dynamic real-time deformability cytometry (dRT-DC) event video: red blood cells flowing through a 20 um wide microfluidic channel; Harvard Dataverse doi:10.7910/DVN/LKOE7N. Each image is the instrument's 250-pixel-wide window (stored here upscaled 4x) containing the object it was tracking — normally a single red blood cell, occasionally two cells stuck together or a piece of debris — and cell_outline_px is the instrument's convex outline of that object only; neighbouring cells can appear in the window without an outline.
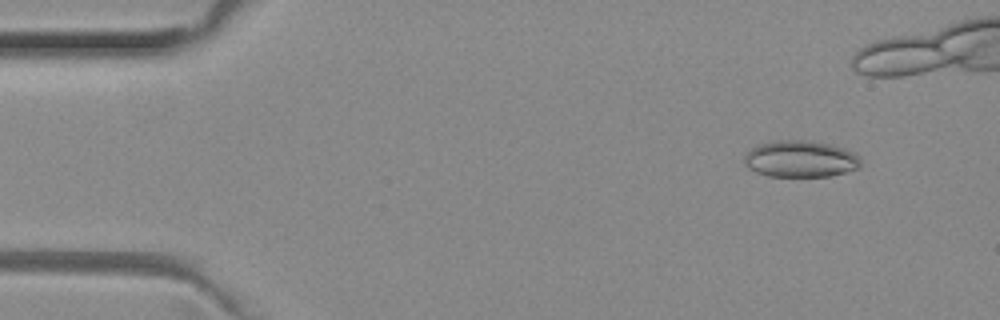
{"species": "common noctule bat (a hibernating species)", "species_latin": "Nyctalus noctula", "temperature_condition": "room temperature", "stored_images_in_passage": 40, "camera_frame_rate_fps": 3000, "um_per_image_px": 0.085, "animal": {"sex": "female", "body_mass_g": 29.2, "forearm_length_mm": 56.3}, "frame": {"image": 1, "passage_image": 5, "time_ms": 1.333, "image_size_px": [1000, 320], "cell_outline_px": [[860, 168], [832, 176], [768, 176], [756, 172], [748, 168], [744, 164], [744, 156], [756, 144], [776, 140], [808, 140], [832, 144], [844, 148], [860, 156]], "centroid_in_image_um": [68.04, 13.5], "position_along_channel_um": 17.0, "area_um2": 25.14}}
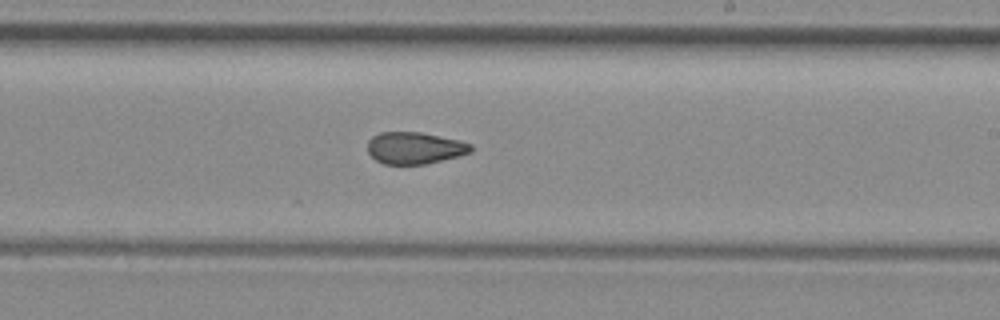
{"frame": {"image": 2, "passage_image": 30, "time_ms": 9.667, "image_size_px": [1000, 320], "cell_outline_px": [[472, 152], [428, 164], [384, 164], [376, 160], [368, 152], [368, 140], [372, 136], [380, 132], [420, 132], [460, 140], [472, 144]], "centroid_in_image_um": [35.25, 12.57], "position_along_channel_um": 253.7, "area_um2": 19.25}}
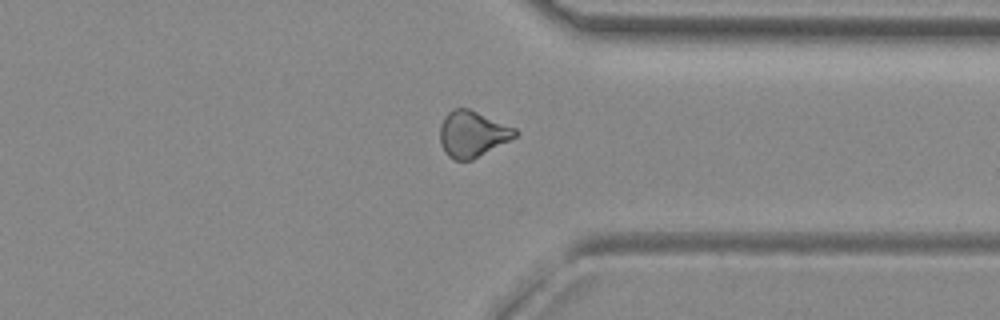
{"frame": {"image": 3, "passage_image": 39, "time_ms": 12.667, "image_size_px": [1000, 320], "cell_outline_px": [[520, 132], [516, 136], [472, 160], [452, 160], [444, 152], [440, 144], [440, 124], [444, 116], [452, 108], [468, 108], [516, 128]], "centroid_in_image_um": [40.12, 11.38], "position_along_channel_um": 371.3, "area_um2": 20.23}}